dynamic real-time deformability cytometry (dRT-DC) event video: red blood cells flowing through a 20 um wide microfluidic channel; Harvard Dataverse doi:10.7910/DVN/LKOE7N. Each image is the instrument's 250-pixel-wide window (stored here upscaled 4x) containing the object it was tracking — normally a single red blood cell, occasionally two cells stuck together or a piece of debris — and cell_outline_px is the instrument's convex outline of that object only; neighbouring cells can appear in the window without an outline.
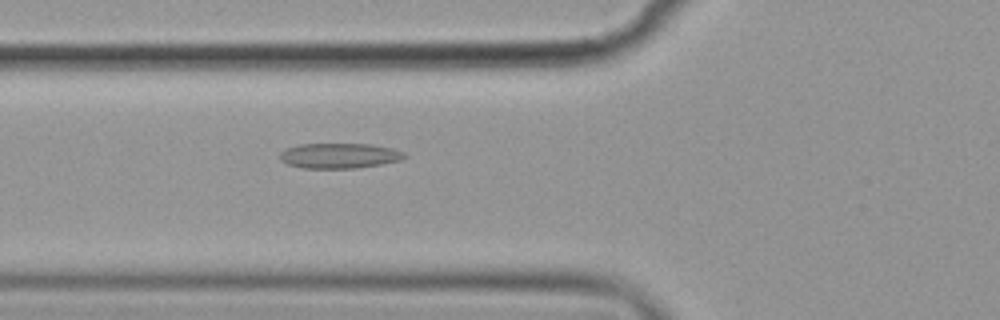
{"species": "common noctule bat (a hibernating species)", "species_latin": "Nyctalus noctula", "temperature_condition": "cold", "stored_images_in_passage": 57, "camera_frame_rate_fps": 3000, "um_per_image_px": 0.085, "animal": {"sex": "female", "body_mass_g": 19.9}, "frame": {"image": 1, "passage_image": 22, "time_ms": 7.0, "image_size_px": [1000, 320], "cell_outline_px": [[408, 156], [400, 160], [380, 164], [356, 168], [304, 168], [288, 164], [280, 160], [280, 152], [284, 148], [296, 144], [372, 144], [392, 148], [404, 152]], "centroid_in_image_um": [28.82, 13.22], "position_along_channel_um": 97.0, "area_um2": 18.38}}
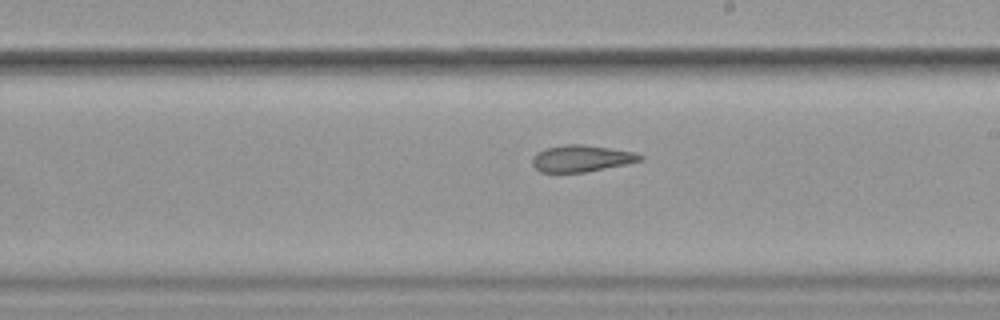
{"frame": {"image": 2, "passage_image": 34, "time_ms": 11.0, "image_size_px": [1000, 320], "cell_outline_px": [[644, 160], [584, 172], [540, 172], [532, 164], [532, 156], [536, 152], [544, 148], [564, 144], [584, 144], [636, 152], [644, 156]], "centroid_in_image_um": [49.4, 13.45], "position_along_channel_um": 239.6, "area_um2": 16.82}}
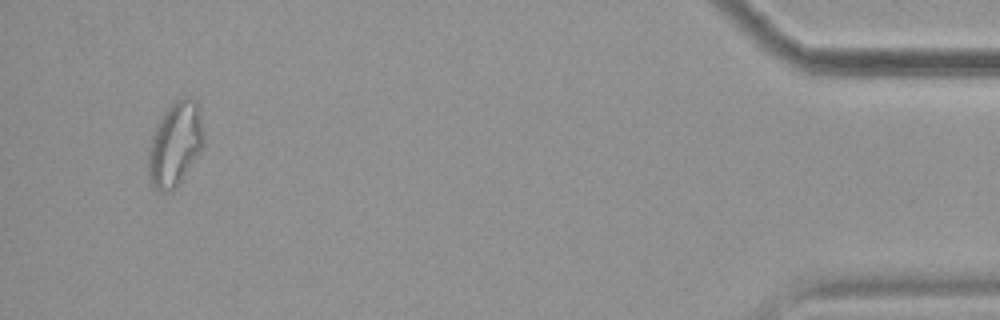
{"frame": {"image": 3, "passage_image": 55, "time_ms": 18.0, "image_size_px": [1000, 320], "cell_outline_px": [[204, 148], [172, 192], [160, 192], [152, 188], [148, 180], [148, 148], [156, 124], [164, 112], [176, 100], [184, 96], [192, 96], [196, 100], [200, 108], [204, 132]], "centroid_in_image_um": [14.9, 12.25], "position_along_channel_um": 420.3, "area_um2": 27.86}, "authors_computed_cell_mechanics": {"area_um2": 19.9988, "velocity_mm_per_s": 3.567, "shape_relaxation_time_tau1_ms": 8.1496, "shape_relaxation_time_tau2_ms": 3.0939, "deformation_change_tau1": 0.1616, "deformation_change_tau2": 0.0895}}